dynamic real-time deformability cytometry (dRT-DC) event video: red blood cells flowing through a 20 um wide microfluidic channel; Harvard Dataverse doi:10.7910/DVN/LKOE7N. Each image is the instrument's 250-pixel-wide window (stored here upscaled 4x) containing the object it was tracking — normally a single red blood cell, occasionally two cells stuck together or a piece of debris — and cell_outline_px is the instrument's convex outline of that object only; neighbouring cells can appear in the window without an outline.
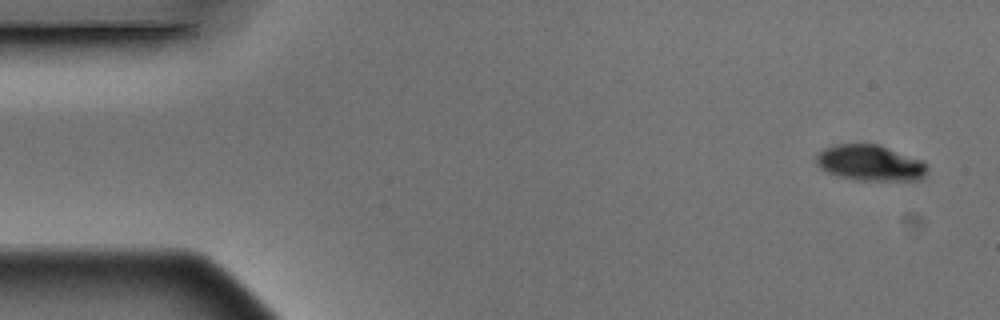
{"species": "Egyptian fruit bat (a non-hibernating species)", "species_latin": "Rousettus aegyptiacus", "temperature_condition": "warm", "stored_images_in_passage": 4, "camera_frame_rate_fps": 3000, "um_per_image_px": 0.085, "animal": {"sex": "male"}, "frame": {"image": 1, "passage_image": 1, "time_ms": 0.0, "image_size_px": [1000, 320], "cell_outline_px": [[928, 168], [924, 176], [920, 180], [856, 180], [840, 176], [828, 172], [820, 168], [816, 164], [816, 156], [824, 148], [836, 144], [880, 144], [924, 160], [928, 164]], "centroid_in_image_um": [74.01, 13.84], "position_along_channel_um": 11.0, "area_um2": 23.41}}